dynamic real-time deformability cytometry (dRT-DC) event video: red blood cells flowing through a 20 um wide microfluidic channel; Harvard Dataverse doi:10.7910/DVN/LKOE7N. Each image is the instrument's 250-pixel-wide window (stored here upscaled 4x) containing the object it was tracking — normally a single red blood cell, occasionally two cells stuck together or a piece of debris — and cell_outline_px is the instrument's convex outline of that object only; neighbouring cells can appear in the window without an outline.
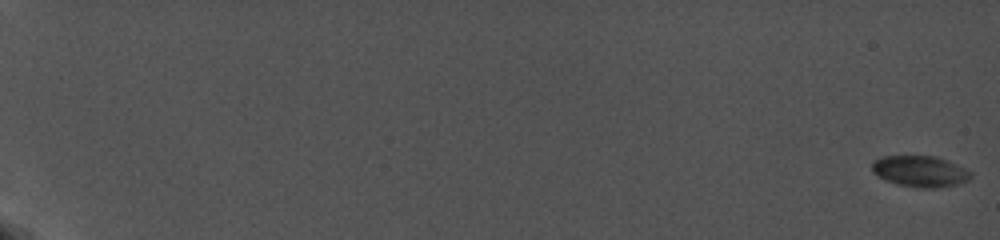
{"species": "common noctule bat (a hibernating species)", "species_latin": "Nyctalus noctula", "temperature_condition": "cold", "stored_images_in_passage": 29, "camera_frame_rate_fps": 5000, "um_per_image_px": 0.085, "animal": {"sex": "female", "body_mass_g": 19.0, "forearm_length_mm": 56.7}, "frame": {"image": 1, "passage_image": 1, "time_ms": 0.0, "image_size_px": [1000, 240], "cell_outline_px": [[972, 176], [968, 180], [956, 184], [936, 188], [916, 188], [896, 184], [872, 172], [872, 160], [884, 156], [936, 156], [956, 164], [972, 172]], "centroid_in_image_um": [78.21, 14.56], "position_along_channel_um": 6.8, "area_um2": 17.86}}
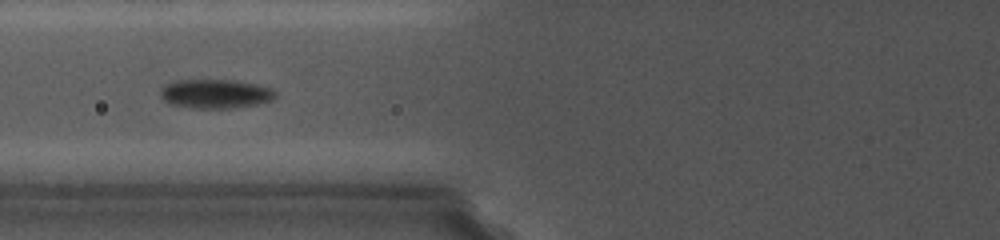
{"frame": {"image": 2, "passage_image": 16, "time_ms": 9.6, "image_size_px": [1000, 240], "cell_outline_px": [[276, 96], [272, 100], [256, 104], [232, 108], [192, 108], [168, 104], [160, 96], [160, 88], [164, 84], [176, 80], [236, 80], [256, 84], [272, 88], [276, 92]], "centroid_in_image_um": [18.28, 7.97], "position_along_channel_um": 107.5, "area_um2": 19.71}}
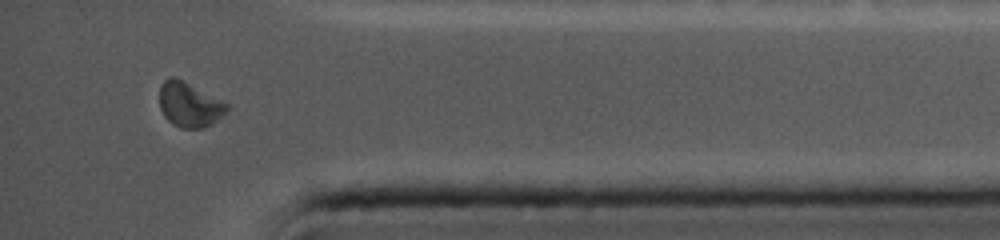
{"frame": {"image": 3, "passage_image": 29, "time_ms": 18.0, "image_size_px": [1000, 240], "cell_outline_px": [[228, 108], [212, 124], [200, 128], [180, 128], [172, 124], [164, 116], [160, 108], [160, 84], [164, 80], [172, 76], [228, 104]], "centroid_in_image_um": [16.04, 8.92], "position_along_channel_um": 419.2, "area_um2": 16.99}}